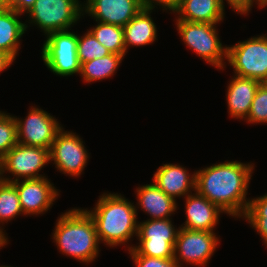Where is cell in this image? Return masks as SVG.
<instances>
[{
  "instance_id": "29",
  "label": "cell",
  "mask_w": 267,
  "mask_h": 267,
  "mask_svg": "<svg viewBox=\"0 0 267 267\" xmlns=\"http://www.w3.org/2000/svg\"><path fill=\"white\" fill-rule=\"evenodd\" d=\"M136 267H180L177 262L171 259L148 257L143 255H130Z\"/></svg>"
},
{
  "instance_id": "20",
  "label": "cell",
  "mask_w": 267,
  "mask_h": 267,
  "mask_svg": "<svg viewBox=\"0 0 267 267\" xmlns=\"http://www.w3.org/2000/svg\"><path fill=\"white\" fill-rule=\"evenodd\" d=\"M22 14L10 9H0V51L16 59L20 48V39L27 31L28 25L22 23Z\"/></svg>"
},
{
  "instance_id": "31",
  "label": "cell",
  "mask_w": 267,
  "mask_h": 267,
  "mask_svg": "<svg viewBox=\"0 0 267 267\" xmlns=\"http://www.w3.org/2000/svg\"><path fill=\"white\" fill-rule=\"evenodd\" d=\"M35 2L36 0H8L7 7L24 15L30 11Z\"/></svg>"
},
{
  "instance_id": "12",
  "label": "cell",
  "mask_w": 267,
  "mask_h": 267,
  "mask_svg": "<svg viewBox=\"0 0 267 267\" xmlns=\"http://www.w3.org/2000/svg\"><path fill=\"white\" fill-rule=\"evenodd\" d=\"M62 128L50 148V161L63 174L81 176L89 158L82 139L74 132ZM76 134V135H75Z\"/></svg>"
},
{
  "instance_id": "25",
  "label": "cell",
  "mask_w": 267,
  "mask_h": 267,
  "mask_svg": "<svg viewBox=\"0 0 267 267\" xmlns=\"http://www.w3.org/2000/svg\"><path fill=\"white\" fill-rule=\"evenodd\" d=\"M242 218L248 220L267 246V194L251 199Z\"/></svg>"
},
{
  "instance_id": "5",
  "label": "cell",
  "mask_w": 267,
  "mask_h": 267,
  "mask_svg": "<svg viewBox=\"0 0 267 267\" xmlns=\"http://www.w3.org/2000/svg\"><path fill=\"white\" fill-rule=\"evenodd\" d=\"M178 232L170 218L142 221L138 223L139 245H129V254L171 259Z\"/></svg>"
},
{
  "instance_id": "8",
  "label": "cell",
  "mask_w": 267,
  "mask_h": 267,
  "mask_svg": "<svg viewBox=\"0 0 267 267\" xmlns=\"http://www.w3.org/2000/svg\"><path fill=\"white\" fill-rule=\"evenodd\" d=\"M77 47L76 33L70 30L52 32L44 41L41 57L47 68L58 76L80 74Z\"/></svg>"
},
{
  "instance_id": "13",
  "label": "cell",
  "mask_w": 267,
  "mask_h": 267,
  "mask_svg": "<svg viewBox=\"0 0 267 267\" xmlns=\"http://www.w3.org/2000/svg\"><path fill=\"white\" fill-rule=\"evenodd\" d=\"M12 183L17 189L25 216L44 214L59 196L58 189L47 177L17 180Z\"/></svg>"
},
{
  "instance_id": "18",
  "label": "cell",
  "mask_w": 267,
  "mask_h": 267,
  "mask_svg": "<svg viewBox=\"0 0 267 267\" xmlns=\"http://www.w3.org/2000/svg\"><path fill=\"white\" fill-rule=\"evenodd\" d=\"M137 205L150 215V219H167L177 211L176 200L163 192L154 182L136 188Z\"/></svg>"
},
{
  "instance_id": "30",
  "label": "cell",
  "mask_w": 267,
  "mask_h": 267,
  "mask_svg": "<svg viewBox=\"0 0 267 267\" xmlns=\"http://www.w3.org/2000/svg\"><path fill=\"white\" fill-rule=\"evenodd\" d=\"M182 0H141L142 7L145 9L154 10L155 5L161 6L166 11H172L173 13L181 5Z\"/></svg>"
},
{
  "instance_id": "23",
  "label": "cell",
  "mask_w": 267,
  "mask_h": 267,
  "mask_svg": "<svg viewBox=\"0 0 267 267\" xmlns=\"http://www.w3.org/2000/svg\"><path fill=\"white\" fill-rule=\"evenodd\" d=\"M23 213L18 192L12 182L0 180V224H5ZM0 226V242L6 246L8 244L7 236Z\"/></svg>"
},
{
  "instance_id": "33",
  "label": "cell",
  "mask_w": 267,
  "mask_h": 267,
  "mask_svg": "<svg viewBox=\"0 0 267 267\" xmlns=\"http://www.w3.org/2000/svg\"><path fill=\"white\" fill-rule=\"evenodd\" d=\"M14 60L5 52L0 51V72L9 68Z\"/></svg>"
},
{
  "instance_id": "22",
  "label": "cell",
  "mask_w": 267,
  "mask_h": 267,
  "mask_svg": "<svg viewBox=\"0 0 267 267\" xmlns=\"http://www.w3.org/2000/svg\"><path fill=\"white\" fill-rule=\"evenodd\" d=\"M122 59L123 55L110 53L103 58L87 61L81 64L79 76L87 83L108 79L115 74Z\"/></svg>"
},
{
  "instance_id": "3",
  "label": "cell",
  "mask_w": 267,
  "mask_h": 267,
  "mask_svg": "<svg viewBox=\"0 0 267 267\" xmlns=\"http://www.w3.org/2000/svg\"><path fill=\"white\" fill-rule=\"evenodd\" d=\"M59 252L79 262H93L99 254L96 226L87 208H74L61 214L52 233Z\"/></svg>"
},
{
  "instance_id": "1",
  "label": "cell",
  "mask_w": 267,
  "mask_h": 267,
  "mask_svg": "<svg viewBox=\"0 0 267 267\" xmlns=\"http://www.w3.org/2000/svg\"><path fill=\"white\" fill-rule=\"evenodd\" d=\"M254 164L225 161L196 171V191L224 213L242 218L249 206L247 190Z\"/></svg>"
},
{
  "instance_id": "19",
  "label": "cell",
  "mask_w": 267,
  "mask_h": 267,
  "mask_svg": "<svg viewBox=\"0 0 267 267\" xmlns=\"http://www.w3.org/2000/svg\"><path fill=\"white\" fill-rule=\"evenodd\" d=\"M225 3L222 0H182L174 12L176 20L218 24L224 20Z\"/></svg>"
},
{
  "instance_id": "16",
  "label": "cell",
  "mask_w": 267,
  "mask_h": 267,
  "mask_svg": "<svg viewBox=\"0 0 267 267\" xmlns=\"http://www.w3.org/2000/svg\"><path fill=\"white\" fill-rule=\"evenodd\" d=\"M153 182L175 200L176 197L185 198L196 190V172L191 175L180 165L163 164L153 175Z\"/></svg>"
},
{
  "instance_id": "14",
  "label": "cell",
  "mask_w": 267,
  "mask_h": 267,
  "mask_svg": "<svg viewBox=\"0 0 267 267\" xmlns=\"http://www.w3.org/2000/svg\"><path fill=\"white\" fill-rule=\"evenodd\" d=\"M84 4L83 14H89L95 21L120 27L143 8L141 0H86Z\"/></svg>"
},
{
  "instance_id": "11",
  "label": "cell",
  "mask_w": 267,
  "mask_h": 267,
  "mask_svg": "<svg viewBox=\"0 0 267 267\" xmlns=\"http://www.w3.org/2000/svg\"><path fill=\"white\" fill-rule=\"evenodd\" d=\"M17 125V140L19 144L51 148L57 133L63 128L53 115L32 106L25 119L14 116ZM61 125V126H60Z\"/></svg>"
},
{
  "instance_id": "32",
  "label": "cell",
  "mask_w": 267,
  "mask_h": 267,
  "mask_svg": "<svg viewBox=\"0 0 267 267\" xmlns=\"http://www.w3.org/2000/svg\"><path fill=\"white\" fill-rule=\"evenodd\" d=\"M222 2L224 3V0ZM227 4L238 14L244 15L249 13V0H227Z\"/></svg>"
},
{
  "instance_id": "36",
  "label": "cell",
  "mask_w": 267,
  "mask_h": 267,
  "mask_svg": "<svg viewBox=\"0 0 267 267\" xmlns=\"http://www.w3.org/2000/svg\"><path fill=\"white\" fill-rule=\"evenodd\" d=\"M4 245L0 242V249L3 247Z\"/></svg>"
},
{
  "instance_id": "34",
  "label": "cell",
  "mask_w": 267,
  "mask_h": 267,
  "mask_svg": "<svg viewBox=\"0 0 267 267\" xmlns=\"http://www.w3.org/2000/svg\"><path fill=\"white\" fill-rule=\"evenodd\" d=\"M254 2H256L261 9L267 6V0H249V11H251Z\"/></svg>"
},
{
  "instance_id": "15",
  "label": "cell",
  "mask_w": 267,
  "mask_h": 267,
  "mask_svg": "<svg viewBox=\"0 0 267 267\" xmlns=\"http://www.w3.org/2000/svg\"><path fill=\"white\" fill-rule=\"evenodd\" d=\"M185 198L186 221L181 228L199 231H213L223 213L216 204L210 202L196 190Z\"/></svg>"
},
{
  "instance_id": "7",
  "label": "cell",
  "mask_w": 267,
  "mask_h": 267,
  "mask_svg": "<svg viewBox=\"0 0 267 267\" xmlns=\"http://www.w3.org/2000/svg\"><path fill=\"white\" fill-rule=\"evenodd\" d=\"M227 61L234 74L267 82V35L251 37L228 46Z\"/></svg>"
},
{
  "instance_id": "21",
  "label": "cell",
  "mask_w": 267,
  "mask_h": 267,
  "mask_svg": "<svg viewBox=\"0 0 267 267\" xmlns=\"http://www.w3.org/2000/svg\"><path fill=\"white\" fill-rule=\"evenodd\" d=\"M151 9L142 8L124 27L126 53L131 46H146L157 40V27Z\"/></svg>"
},
{
  "instance_id": "35",
  "label": "cell",
  "mask_w": 267,
  "mask_h": 267,
  "mask_svg": "<svg viewBox=\"0 0 267 267\" xmlns=\"http://www.w3.org/2000/svg\"><path fill=\"white\" fill-rule=\"evenodd\" d=\"M8 0H0V9L7 8Z\"/></svg>"
},
{
  "instance_id": "17",
  "label": "cell",
  "mask_w": 267,
  "mask_h": 267,
  "mask_svg": "<svg viewBox=\"0 0 267 267\" xmlns=\"http://www.w3.org/2000/svg\"><path fill=\"white\" fill-rule=\"evenodd\" d=\"M260 81L234 74L227 87L226 101L230 117L246 120Z\"/></svg>"
},
{
  "instance_id": "27",
  "label": "cell",
  "mask_w": 267,
  "mask_h": 267,
  "mask_svg": "<svg viewBox=\"0 0 267 267\" xmlns=\"http://www.w3.org/2000/svg\"><path fill=\"white\" fill-rule=\"evenodd\" d=\"M17 143V125L14 116L0 111V160Z\"/></svg>"
},
{
  "instance_id": "6",
  "label": "cell",
  "mask_w": 267,
  "mask_h": 267,
  "mask_svg": "<svg viewBox=\"0 0 267 267\" xmlns=\"http://www.w3.org/2000/svg\"><path fill=\"white\" fill-rule=\"evenodd\" d=\"M79 0H36L27 13L29 23L45 33L71 30L83 16V4Z\"/></svg>"
},
{
  "instance_id": "26",
  "label": "cell",
  "mask_w": 267,
  "mask_h": 267,
  "mask_svg": "<svg viewBox=\"0 0 267 267\" xmlns=\"http://www.w3.org/2000/svg\"><path fill=\"white\" fill-rule=\"evenodd\" d=\"M77 54L80 65L87 61L103 58L111 52L88 30L83 36L77 35Z\"/></svg>"
},
{
  "instance_id": "28",
  "label": "cell",
  "mask_w": 267,
  "mask_h": 267,
  "mask_svg": "<svg viewBox=\"0 0 267 267\" xmlns=\"http://www.w3.org/2000/svg\"><path fill=\"white\" fill-rule=\"evenodd\" d=\"M246 122L249 124L267 123V83L259 85L251 103Z\"/></svg>"
},
{
  "instance_id": "4",
  "label": "cell",
  "mask_w": 267,
  "mask_h": 267,
  "mask_svg": "<svg viewBox=\"0 0 267 267\" xmlns=\"http://www.w3.org/2000/svg\"><path fill=\"white\" fill-rule=\"evenodd\" d=\"M182 41L206 63L217 69L226 66L228 47L223 46L218 36L217 24L176 20ZM225 63V64H224Z\"/></svg>"
},
{
  "instance_id": "9",
  "label": "cell",
  "mask_w": 267,
  "mask_h": 267,
  "mask_svg": "<svg viewBox=\"0 0 267 267\" xmlns=\"http://www.w3.org/2000/svg\"><path fill=\"white\" fill-rule=\"evenodd\" d=\"M50 161V150L17 143L0 160L1 180L14 182L22 179H38L46 177L39 174ZM10 173L13 179L5 177Z\"/></svg>"
},
{
  "instance_id": "10",
  "label": "cell",
  "mask_w": 267,
  "mask_h": 267,
  "mask_svg": "<svg viewBox=\"0 0 267 267\" xmlns=\"http://www.w3.org/2000/svg\"><path fill=\"white\" fill-rule=\"evenodd\" d=\"M219 242L214 231L190 230L179 227L173 259L180 267L181 262L206 267Z\"/></svg>"
},
{
  "instance_id": "24",
  "label": "cell",
  "mask_w": 267,
  "mask_h": 267,
  "mask_svg": "<svg viewBox=\"0 0 267 267\" xmlns=\"http://www.w3.org/2000/svg\"><path fill=\"white\" fill-rule=\"evenodd\" d=\"M97 22V25L89 29L95 38L111 53L126 55L123 27L113 24Z\"/></svg>"
},
{
  "instance_id": "2",
  "label": "cell",
  "mask_w": 267,
  "mask_h": 267,
  "mask_svg": "<svg viewBox=\"0 0 267 267\" xmlns=\"http://www.w3.org/2000/svg\"><path fill=\"white\" fill-rule=\"evenodd\" d=\"M100 243L110 247L125 244L138 234L137 209L118 193H103L92 210Z\"/></svg>"
}]
</instances>
